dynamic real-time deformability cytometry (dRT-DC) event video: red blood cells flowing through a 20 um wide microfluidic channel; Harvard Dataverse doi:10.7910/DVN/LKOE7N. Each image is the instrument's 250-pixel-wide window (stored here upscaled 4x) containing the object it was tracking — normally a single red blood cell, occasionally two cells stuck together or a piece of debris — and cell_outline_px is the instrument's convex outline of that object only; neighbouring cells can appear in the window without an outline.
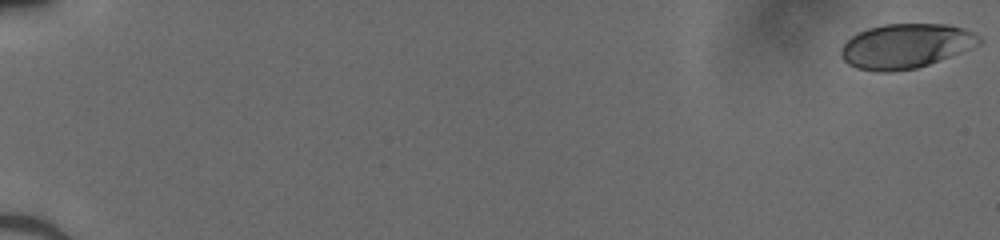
{"species": "human", "species_latin": "Homo sapiens", "temperature_condition": "cold", "stored_images_in_passage": 52, "camera_frame_rate_fps": 3000, "um_per_image_px": 0.085, "donor": {"sex": "male"}, "frame": {"image": 1, "passage_image": 1, "time_ms": 0.0, "image_size_px": [1000, 240], "cell_outline_px": [[984, 40], [980, 44], [960, 52], [928, 64], [916, 68], [892, 72], [880, 72], [856, 68], [848, 64], [840, 56], [840, 48], [852, 36], [868, 28], [884, 24], [948, 24], [964, 28], [980, 36]], "centroid_in_image_um": [76.98, 3.91], "position_along_channel_um": 8.0, "area_um2": 35.84}}
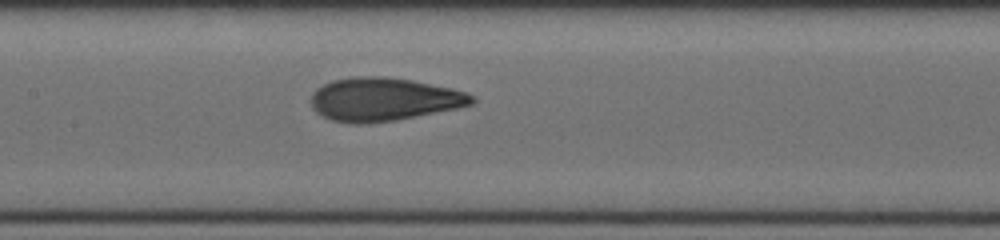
{"frame": {"image": 2, "passage_image": 28, "time_ms": 9.0, "image_size_px": [1000, 240], "cell_outline_px": [[476, 100], [472, 104], [456, 108], [396, 120], [368, 124], [352, 124], [332, 120], [316, 112], [312, 108], [312, 92], [316, 88], [332, 80], [352, 76], [388, 76], [412, 80], [452, 88], [468, 92], [476, 96]], "centroid_in_image_um": [32.62, 8.43], "position_along_channel_um": 174.8, "area_um2": 40.86}}
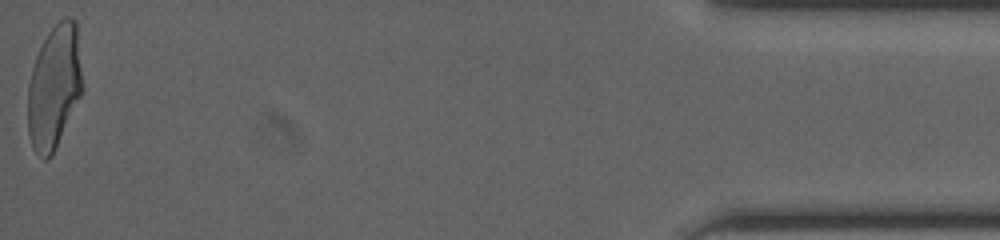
{"frame": {"image": 3, "passage_image": 52, "time_ms": 17.0, "image_size_px": [1000, 240], "cell_outline_px": [[84, 88], [56, 148], [52, 156], [48, 160], [44, 160], [32, 148], [28, 132], [28, 84], [32, 68], [36, 56], [48, 32], [60, 20], [68, 16], [76, 20]], "centroid_in_image_um": [4.62, 7.4], "position_along_channel_um": 430.6, "area_um2": 39.59}}